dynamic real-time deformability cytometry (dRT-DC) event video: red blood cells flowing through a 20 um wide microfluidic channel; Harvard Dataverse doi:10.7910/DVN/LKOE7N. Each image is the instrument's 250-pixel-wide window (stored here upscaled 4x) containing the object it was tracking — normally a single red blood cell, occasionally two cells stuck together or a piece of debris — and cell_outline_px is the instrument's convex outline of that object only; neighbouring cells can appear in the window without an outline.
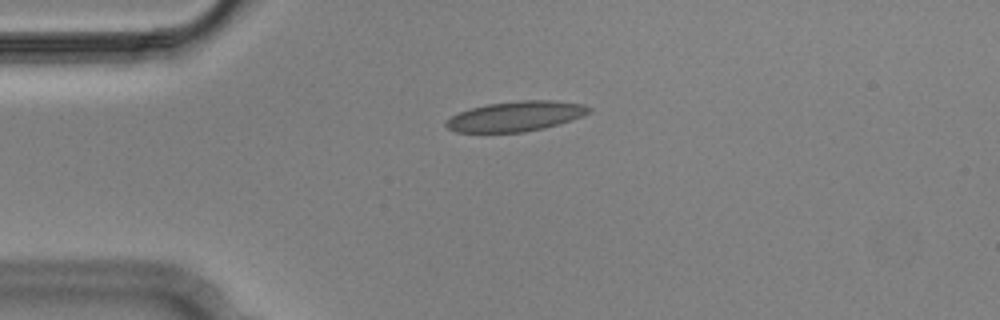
{"species": "Egyptian fruit bat (a non-hibernating species)", "species_latin": "Rousettus aegyptiacus", "temperature_condition": "cold", "stored_images_in_passage": 5, "camera_frame_rate_fps": 3000, "um_per_image_px": 0.085, "animal": {"sex": "male"}, "frame": {"image": 1, "passage_image": 4, "time_ms": 1.0, "image_size_px": [1000, 320], "cell_outline_px": [[592, 108], [588, 112], [572, 120], [544, 128], [524, 132], [456, 132], [448, 128], [444, 124], [452, 116], [460, 112], [472, 108], [488, 104], [520, 100], [556, 100], [584, 104]], "centroid_in_image_um": [43.86, 9.88], "position_along_channel_um": 41.1, "area_um2": 24.8}}